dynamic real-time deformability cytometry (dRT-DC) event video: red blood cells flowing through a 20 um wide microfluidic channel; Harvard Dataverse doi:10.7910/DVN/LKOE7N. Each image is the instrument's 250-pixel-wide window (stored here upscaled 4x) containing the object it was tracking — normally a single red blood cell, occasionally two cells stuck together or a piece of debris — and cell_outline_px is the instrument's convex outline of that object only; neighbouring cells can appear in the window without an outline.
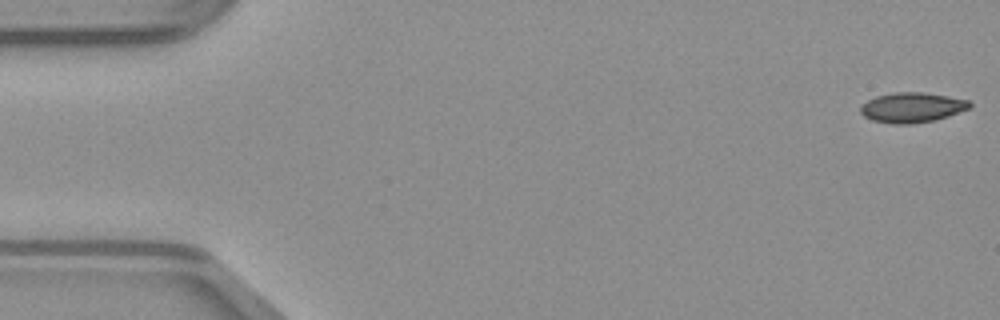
{"species": "common noctule bat (a hibernating species)", "species_latin": "Nyctalus noctula", "temperature_condition": "warm", "stored_images_in_passage": 10, "camera_frame_rate_fps": 3000, "um_per_image_px": 0.085, "animal": {"sex": "male", "body_mass_g": 23.1, "forearm_length_mm": 52.7}, "frame": {"image": 1, "passage_image": 1, "time_ms": 0.0, "image_size_px": [1000, 320], "cell_outline_px": [[972, 108], [948, 116], [932, 120], [912, 124], [892, 124], [872, 120], [864, 116], [860, 112], [860, 104], [876, 96], [892, 92], [924, 92], [948, 96], [968, 100], [972, 104]], "centroid_in_image_um": [77.51, 9.13], "position_along_channel_um": 7.5, "area_um2": 19.25}}